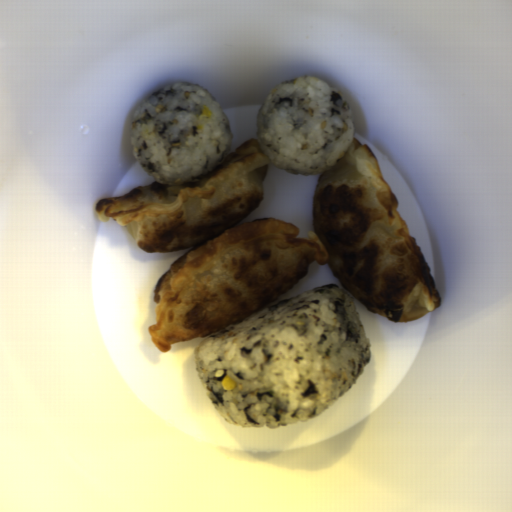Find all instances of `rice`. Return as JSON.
I'll use <instances>...</instances> for the list:
<instances>
[{
    "label": "rice",
    "instance_id": "obj_1",
    "mask_svg": "<svg viewBox=\"0 0 512 512\" xmlns=\"http://www.w3.org/2000/svg\"><path fill=\"white\" fill-rule=\"evenodd\" d=\"M193 357L224 420L274 429L314 419L348 393L371 344L352 295L331 284L231 322L201 340ZM227 375L233 390L221 386Z\"/></svg>",
    "mask_w": 512,
    "mask_h": 512
},
{
    "label": "rice",
    "instance_id": "obj_2",
    "mask_svg": "<svg viewBox=\"0 0 512 512\" xmlns=\"http://www.w3.org/2000/svg\"><path fill=\"white\" fill-rule=\"evenodd\" d=\"M212 112L205 118L202 106ZM131 141L143 172L179 185L217 168L231 148L228 119L206 87L177 82L147 97L134 111Z\"/></svg>",
    "mask_w": 512,
    "mask_h": 512
},
{
    "label": "rice",
    "instance_id": "obj_3",
    "mask_svg": "<svg viewBox=\"0 0 512 512\" xmlns=\"http://www.w3.org/2000/svg\"><path fill=\"white\" fill-rule=\"evenodd\" d=\"M346 98L316 76L289 78L267 95L257 116L259 144L278 169L296 175L329 171L355 139Z\"/></svg>",
    "mask_w": 512,
    "mask_h": 512
}]
</instances>
